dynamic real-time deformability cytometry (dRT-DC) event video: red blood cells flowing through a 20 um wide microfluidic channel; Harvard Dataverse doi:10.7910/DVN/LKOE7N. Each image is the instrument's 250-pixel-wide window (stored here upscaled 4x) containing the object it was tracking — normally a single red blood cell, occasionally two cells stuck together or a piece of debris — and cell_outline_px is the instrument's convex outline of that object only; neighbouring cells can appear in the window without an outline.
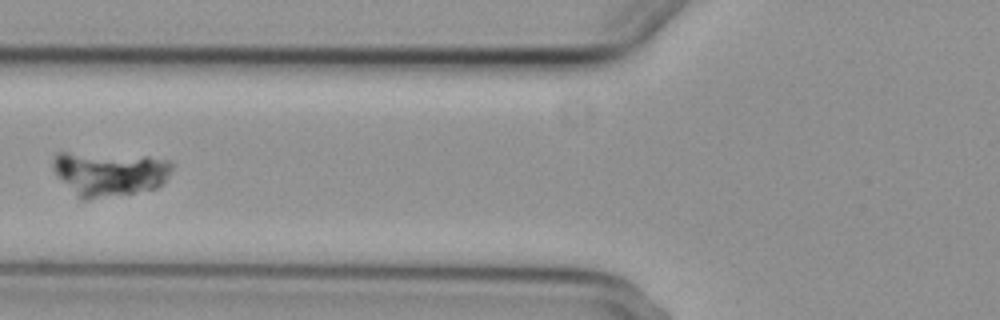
{"species": "common noctule bat (a hibernating species)", "species_latin": "Nyctalus noctula", "temperature_condition": "cold", "stored_images_in_passage": 6, "camera_frame_rate_fps": 3000, "um_per_image_px": 0.085, "animal": {"sex": "female", "body_mass_g": 29.2, "forearm_length_mm": 56.3}, "frame": {"image": 1, "passage_image": 5, "time_ms": 5.0, "image_size_px": [1000, 320], "cell_outline_px": [[172, 168], [164, 184], [156, 188], [88, 200], [80, 200], [52, 168], [52, 160], [56, 152], [68, 152], [148, 156], [168, 160], [172, 164]], "centroid_in_image_um": [9.31, 14.74], "position_along_channel_um": 116.5, "area_um2": 30.81}}
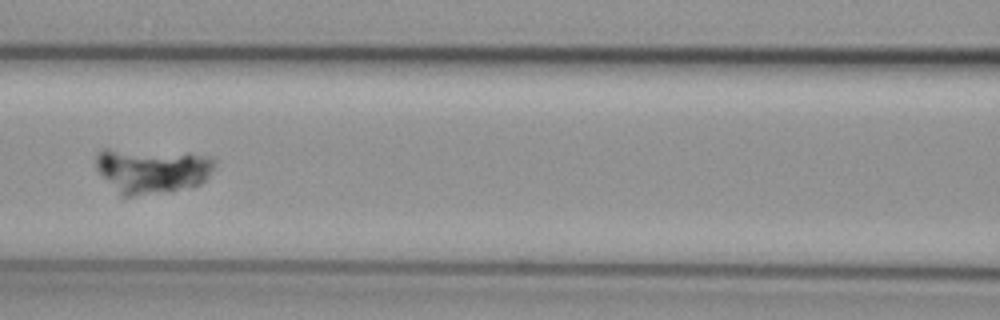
{"frame": {"image": 2, "passage_image": 6, "time_ms": 6.0, "image_size_px": [1000, 320], "cell_outline_px": [[216, 160], [208, 176], [200, 184], [172, 192], [132, 196], [124, 196], [96, 172], [96, 156], [100, 148], [108, 148], [188, 152]], "centroid_in_image_um": [12.87, 14.48], "position_along_channel_um": 153.7, "area_um2": 31.56}}